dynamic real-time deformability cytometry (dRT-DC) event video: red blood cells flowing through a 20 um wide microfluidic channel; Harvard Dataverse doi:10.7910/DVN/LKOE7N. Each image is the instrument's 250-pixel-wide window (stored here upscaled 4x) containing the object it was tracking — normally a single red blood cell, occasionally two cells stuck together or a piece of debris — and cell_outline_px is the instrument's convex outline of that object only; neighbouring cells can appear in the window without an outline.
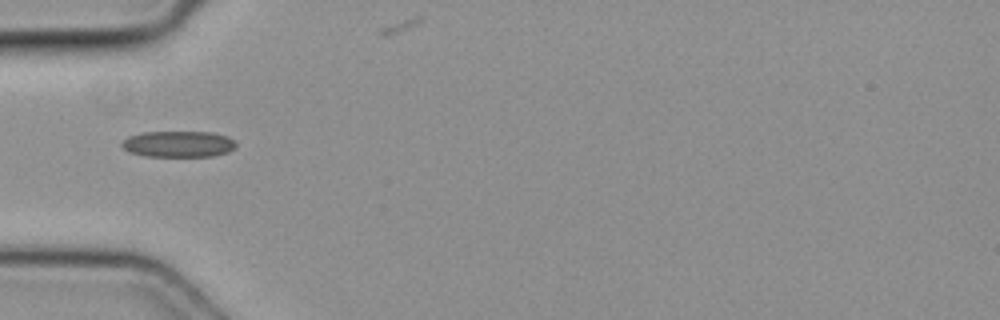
{"species": "common noctule bat (a hibernating species)", "species_latin": "Nyctalus noctula", "temperature_condition": "cold", "stored_images_in_passage": 21, "camera_frame_rate_fps": 3000, "um_per_image_px": 0.085, "animal": {"sex": "female", "body_mass_g": 19.3, "forearm_length_mm": 54.1}, "frame": {"image": 1, "passage_image": 1, "time_ms": 0.0, "image_size_px": [1000, 320], "cell_outline_px": [[236, 144], [228, 152], [212, 156], [144, 156], [128, 152], [120, 144], [128, 136], [144, 132], [212, 132], [228, 136]], "centroid_in_image_um": [15.13, 12.24], "position_along_channel_um": 69.9, "area_um2": 17.34}}
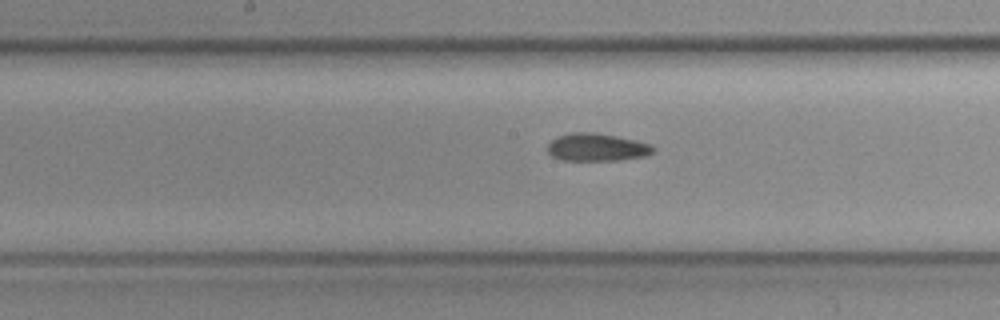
{"frame": {"image": 2, "passage_image": 10, "time_ms": 3.0, "image_size_px": [1000, 320], "cell_outline_px": [[656, 148], [652, 152], [644, 156], [616, 160], [564, 160], [552, 156], [548, 152], [548, 144], [556, 136], [572, 132], [596, 132], [636, 140], [652, 144]], "centroid_in_image_um": [50.73, 12.5], "position_along_channel_um": 197.5, "area_um2": 17.05}}
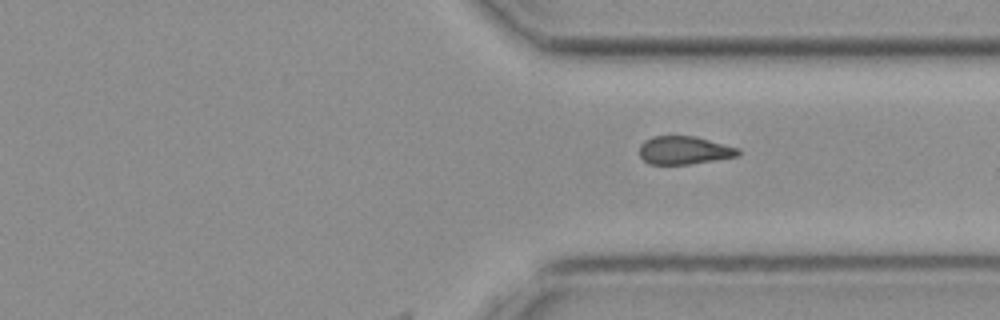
{"frame": {"image": 3, "passage_image": 21, "time_ms": 6.667, "image_size_px": [1000, 320], "cell_outline_px": [[740, 156], [688, 164], [648, 164], [640, 156], [640, 144], [644, 140], [652, 136], [696, 136], [740, 148]], "centroid_in_image_um": [58.17, 12.76], "position_along_channel_um": 353.2, "area_um2": 16.3}}